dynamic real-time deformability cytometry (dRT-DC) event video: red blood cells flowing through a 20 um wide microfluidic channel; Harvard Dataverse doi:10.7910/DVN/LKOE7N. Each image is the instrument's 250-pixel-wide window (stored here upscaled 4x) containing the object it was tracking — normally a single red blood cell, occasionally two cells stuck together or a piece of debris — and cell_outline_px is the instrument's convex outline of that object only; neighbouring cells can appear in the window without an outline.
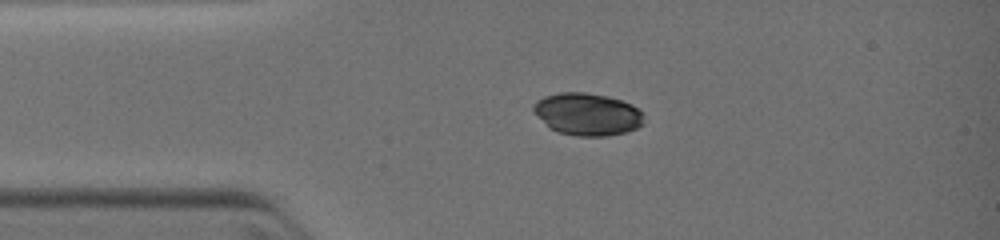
{"species": "common noctule bat (a hibernating species)", "species_latin": "Nyctalus noctula", "temperature_condition": "warm", "stored_images_in_passage": 3, "camera_frame_rate_fps": 3000, "um_per_image_px": 0.085, "animal": {"sex": "female", "body_mass_g": 19.0, "forearm_length_mm": 51.5}, "frame": {"image": 1, "passage_image": 1, "time_ms": 0.0, "image_size_px": [1000, 240], "cell_outline_px": [[644, 124], [636, 128], [624, 132], [608, 136], [576, 136], [556, 132], [548, 128], [532, 112], [532, 104], [536, 100], [544, 96], [560, 92], [584, 92], [608, 96], [632, 104], [644, 112]], "centroid_in_image_um": [49.89, 9.71], "position_along_channel_um": 35.1, "area_um2": 27.8}}